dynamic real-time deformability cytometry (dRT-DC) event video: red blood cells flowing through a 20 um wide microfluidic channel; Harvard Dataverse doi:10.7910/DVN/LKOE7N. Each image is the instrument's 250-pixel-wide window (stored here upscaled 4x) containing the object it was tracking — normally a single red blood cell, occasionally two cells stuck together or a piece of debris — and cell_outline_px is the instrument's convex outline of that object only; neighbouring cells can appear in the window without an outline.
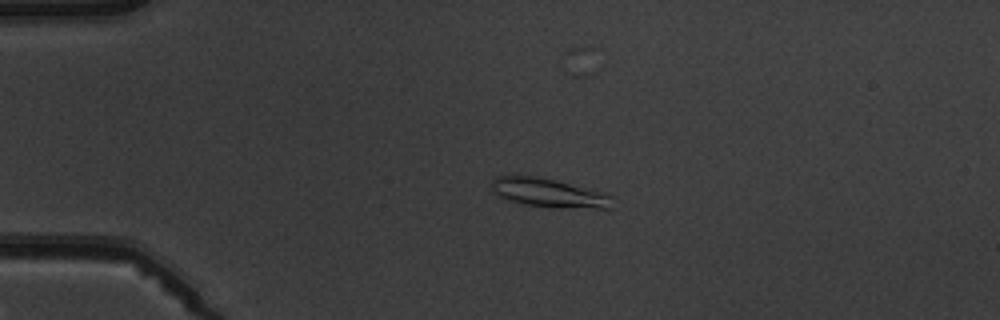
{"species": "common noctule bat (a hibernating species)", "species_latin": "Nyctalus noctula", "temperature_condition": "warm", "stored_images_in_passage": 4, "camera_frame_rate_fps": 3000, "um_per_image_px": 0.085, "animal": {"sex": "male", "body_mass_g": 19.5, "forearm_length_mm": 54.6}, "frame": {"image": 1, "passage_image": 3, "time_ms": 3.333, "image_size_px": [1000, 320], "cell_outline_px": [[612, 208], [552, 208], [524, 204], [500, 196], [492, 192], [492, 180], [496, 176], [536, 176], [556, 180], [612, 196]], "centroid_in_image_um": [46.62, 16.41], "position_along_channel_um": 38.4, "area_um2": 19.94}}